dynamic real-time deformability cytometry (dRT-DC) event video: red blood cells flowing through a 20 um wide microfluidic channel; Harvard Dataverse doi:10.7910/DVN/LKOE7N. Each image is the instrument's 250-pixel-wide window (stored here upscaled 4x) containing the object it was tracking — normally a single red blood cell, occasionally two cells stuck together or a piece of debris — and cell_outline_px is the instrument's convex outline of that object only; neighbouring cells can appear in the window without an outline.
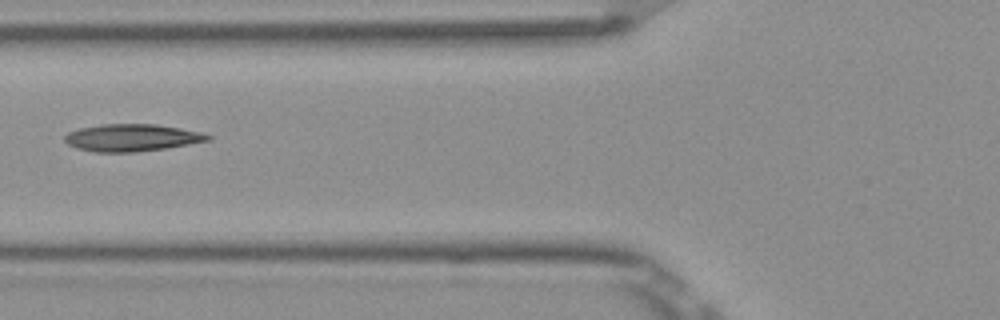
{"species": "Egyptian fruit bat (a non-hibernating species)", "species_latin": "Rousettus aegyptiacus", "temperature_condition": "room temperature", "stored_images_in_passage": 6, "camera_frame_rate_fps": 3000, "um_per_image_px": 0.085, "frame": {"image": 1, "passage_image": 4, "time_ms": 1.0, "image_size_px": [1000, 320], "cell_outline_px": [[212, 140], [164, 148], [136, 152], [96, 152], [76, 148], [68, 144], [64, 140], [64, 136], [68, 132], [80, 128], [100, 124], [156, 124], [180, 128], [200, 132], [212, 136]], "centroid_in_image_um": [11.19, 11.7], "position_along_channel_um": 114.6, "area_um2": 22.66}}
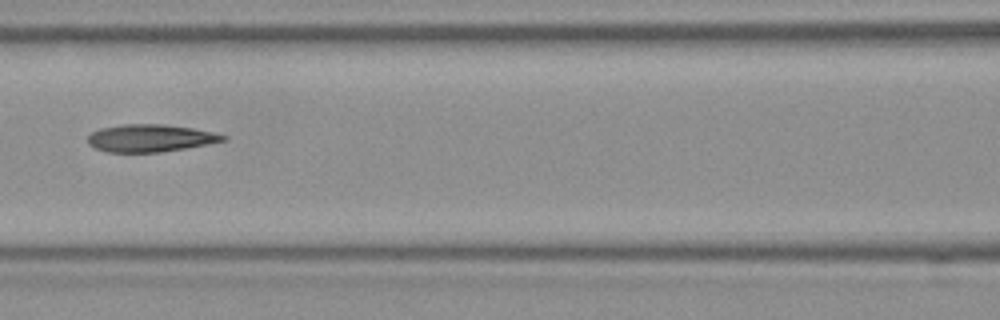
{"frame": {"image": 2, "passage_image": 5, "time_ms": 1.333, "image_size_px": [1000, 320], "cell_outline_px": [[228, 140], [208, 144], [160, 152], [108, 152], [96, 148], [88, 144], [88, 136], [92, 132], [100, 128], [124, 124], [164, 124], [192, 128], [212, 132], [228, 136]], "centroid_in_image_um": [12.78, 11.73], "position_along_channel_um": 153.8, "area_um2": 21.56}}
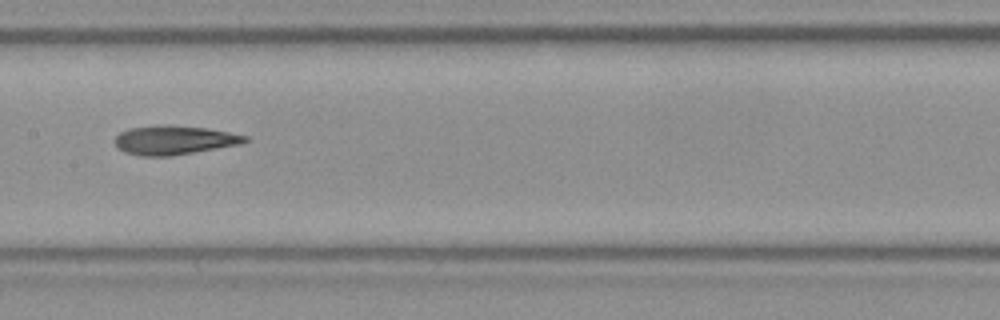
{"frame": {"image": 3, "passage_image": 6, "time_ms": 1.667, "image_size_px": [1000, 320], "cell_outline_px": [[252, 140], [240, 144], [172, 156], [140, 156], [124, 152], [116, 148], [112, 140], [120, 132], [128, 128], [160, 124], [164, 124], [208, 128], [248, 136]], "centroid_in_image_um": [14.76, 11.9], "position_along_channel_um": 192.6, "area_um2": 22.43}}